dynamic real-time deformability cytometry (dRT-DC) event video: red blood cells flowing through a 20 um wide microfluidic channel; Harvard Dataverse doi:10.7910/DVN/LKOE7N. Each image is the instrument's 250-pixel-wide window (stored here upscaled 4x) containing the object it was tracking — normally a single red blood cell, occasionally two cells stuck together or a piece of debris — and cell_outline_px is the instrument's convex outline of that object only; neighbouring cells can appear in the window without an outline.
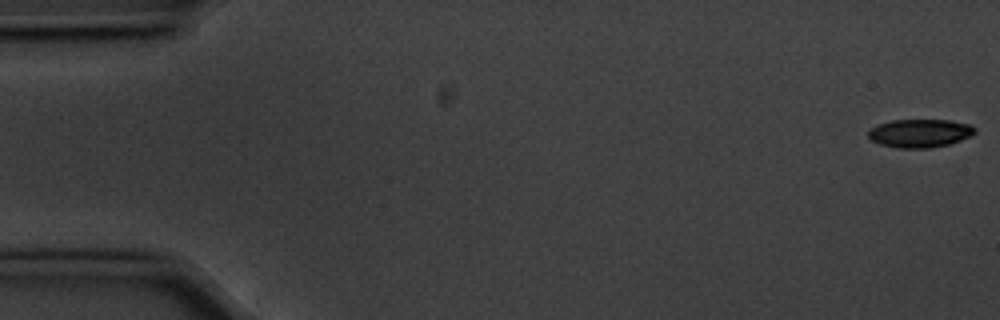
{"species": "common noctule bat (a hibernating species)", "species_latin": "Nyctalus noctula", "temperature_condition": "cold", "stored_images_in_passage": 20, "camera_frame_rate_fps": 3000, "um_per_image_px": 0.085, "animal": {"sex": "male", "body_mass_g": 20.1, "forearm_length_mm": 53.5}, "frame": {"image": 1, "passage_image": 1, "time_ms": 0.0, "image_size_px": [1000, 320], "cell_outline_px": [[976, 132], [972, 136], [948, 144], [932, 148], [896, 148], [880, 144], [872, 140], [868, 136], [868, 132], [872, 128], [880, 124], [892, 120], [948, 120], [968, 124], [976, 128]], "centroid_in_image_um": [78.21, 11.33], "position_along_channel_um": 6.8, "area_um2": 17.51}}
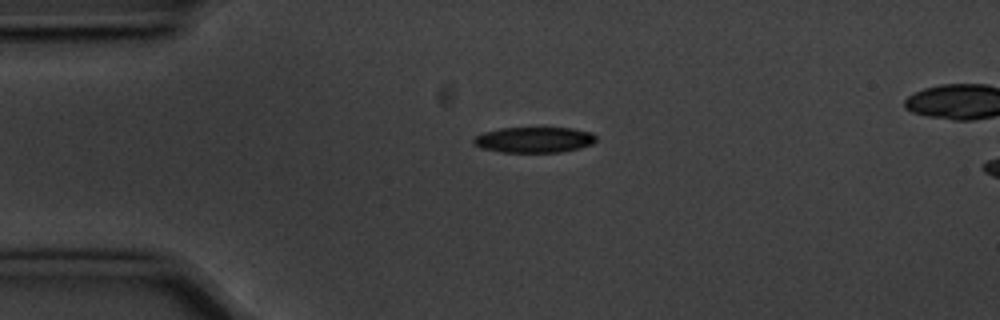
{"frame": {"image": 2, "passage_image": 13, "time_ms": 4.0, "image_size_px": [1000, 320], "cell_outline_px": [[596, 140], [592, 144], [580, 148], [560, 152], [500, 152], [480, 148], [472, 144], [472, 140], [476, 136], [484, 132], [500, 128], [572, 128], [592, 132], [596, 136]], "centroid_in_image_um": [45.39, 11.88], "position_along_channel_um": 39.6, "area_um2": 18.44}}